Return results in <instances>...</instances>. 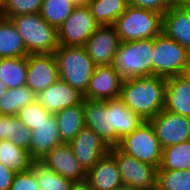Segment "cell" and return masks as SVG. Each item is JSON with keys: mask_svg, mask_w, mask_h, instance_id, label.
Masks as SVG:
<instances>
[{"mask_svg": "<svg viewBox=\"0 0 190 190\" xmlns=\"http://www.w3.org/2000/svg\"><path fill=\"white\" fill-rule=\"evenodd\" d=\"M166 81L160 76L126 79L119 98L129 110L148 121L164 109Z\"/></svg>", "mask_w": 190, "mask_h": 190, "instance_id": "6da1fadb", "label": "cell"}, {"mask_svg": "<svg viewBox=\"0 0 190 190\" xmlns=\"http://www.w3.org/2000/svg\"><path fill=\"white\" fill-rule=\"evenodd\" d=\"M57 62L59 79L83 95L96 65L84 46H58L53 53Z\"/></svg>", "mask_w": 190, "mask_h": 190, "instance_id": "7a4b0ae2", "label": "cell"}, {"mask_svg": "<svg viewBox=\"0 0 190 190\" xmlns=\"http://www.w3.org/2000/svg\"><path fill=\"white\" fill-rule=\"evenodd\" d=\"M22 36L28 54L54 53L58 48L57 30L40 13L9 18Z\"/></svg>", "mask_w": 190, "mask_h": 190, "instance_id": "3957f363", "label": "cell"}, {"mask_svg": "<svg viewBox=\"0 0 190 190\" xmlns=\"http://www.w3.org/2000/svg\"><path fill=\"white\" fill-rule=\"evenodd\" d=\"M153 38L121 42L113 61L114 69L126 80L152 76Z\"/></svg>", "mask_w": 190, "mask_h": 190, "instance_id": "277c9868", "label": "cell"}, {"mask_svg": "<svg viewBox=\"0 0 190 190\" xmlns=\"http://www.w3.org/2000/svg\"><path fill=\"white\" fill-rule=\"evenodd\" d=\"M162 14L128 6L113 25L121 42L152 39L162 33Z\"/></svg>", "mask_w": 190, "mask_h": 190, "instance_id": "5b68a950", "label": "cell"}, {"mask_svg": "<svg viewBox=\"0 0 190 190\" xmlns=\"http://www.w3.org/2000/svg\"><path fill=\"white\" fill-rule=\"evenodd\" d=\"M190 64V53L163 33L153 38L152 76L164 78L181 75Z\"/></svg>", "mask_w": 190, "mask_h": 190, "instance_id": "8992f818", "label": "cell"}, {"mask_svg": "<svg viewBox=\"0 0 190 190\" xmlns=\"http://www.w3.org/2000/svg\"><path fill=\"white\" fill-rule=\"evenodd\" d=\"M123 153L152 165L157 169L162 160L163 148L149 121L125 136L117 146Z\"/></svg>", "mask_w": 190, "mask_h": 190, "instance_id": "52a82bcc", "label": "cell"}, {"mask_svg": "<svg viewBox=\"0 0 190 190\" xmlns=\"http://www.w3.org/2000/svg\"><path fill=\"white\" fill-rule=\"evenodd\" d=\"M115 158L121 181L126 190H156L157 168L123 153L118 147H110Z\"/></svg>", "mask_w": 190, "mask_h": 190, "instance_id": "ba28073f", "label": "cell"}, {"mask_svg": "<svg viewBox=\"0 0 190 190\" xmlns=\"http://www.w3.org/2000/svg\"><path fill=\"white\" fill-rule=\"evenodd\" d=\"M99 26L88 6L75 7L57 30L58 45L85 46L87 40Z\"/></svg>", "mask_w": 190, "mask_h": 190, "instance_id": "9c48e42d", "label": "cell"}, {"mask_svg": "<svg viewBox=\"0 0 190 190\" xmlns=\"http://www.w3.org/2000/svg\"><path fill=\"white\" fill-rule=\"evenodd\" d=\"M148 121L163 149L190 140V117L163 109Z\"/></svg>", "mask_w": 190, "mask_h": 190, "instance_id": "30bf717a", "label": "cell"}, {"mask_svg": "<svg viewBox=\"0 0 190 190\" xmlns=\"http://www.w3.org/2000/svg\"><path fill=\"white\" fill-rule=\"evenodd\" d=\"M58 79L57 62L53 53L27 55L26 86L36 95Z\"/></svg>", "mask_w": 190, "mask_h": 190, "instance_id": "8fae6325", "label": "cell"}, {"mask_svg": "<svg viewBox=\"0 0 190 190\" xmlns=\"http://www.w3.org/2000/svg\"><path fill=\"white\" fill-rule=\"evenodd\" d=\"M124 79L112 64L97 65L91 76L84 99L107 101L118 99Z\"/></svg>", "mask_w": 190, "mask_h": 190, "instance_id": "7c38bea8", "label": "cell"}, {"mask_svg": "<svg viewBox=\"0 0 190 190\" xmlns=\"http://www.w3.org/2000/svg\"><path fill=\"white\" fill-rule=\"evenodd\" d=\"M68 144L86 172L105 156L110 148L92 129L85 126Z\"/></svg>", "mask_w": 190, "mask_h": 190, "instance_id": "4fadbf2b", "label": "cell"}, {"mask_svg": "<svg viewBox=\"0 0 190 190\" xmlns=\"http://www.w3.org/2000/svg\"><path fill=\"white\" fill-rule=\"evenodd\" d=\"M120 43L114 26H99L84 47L96 66L107 65L113 64Z\"/></svg>", "mask_w": 190, "mask_h": 190, "instance_id": "5bb4252c", "label": "cell"}, {"mask_svg": "<svg viewBox=\"0 0 190 190\" xmlns=\"http://www.w3.org/2000/svg\"><path fill=\"white\" fill-rule=\"evenodd\" d=\"M40 162L65 179L73 182L86 180V171L74 156L68 143L54 147Z\"/></svg>", "mask_w": 190, "mask_h": 190, "instance_id": "9a60e30c", "label": "cell"}, {"mask_svg": "<svg viewBox=\"0 0 190 190\" xmlns=\"http://www.w3.org/2000/svg\"><path fill=\"white\" fill-rule=\"evenodd\" d=\"M84 126L92 129L108 147H115V131L111 128V112L106 101L84 99Z\"/></svg>", "mask_w": 190, "mask_h": 190, "instance_id": "2e32d148", "label": "cell"}, {"mask_svg": "<svg viewBox=\"0 0 190 190\" xmlns=\"http://www.w3.org/2000/svg\"><path fill=\"white\" fill-rule=\"evenodd\" d=\"M162 33L190 53V6L172 5L162 16Z\"/></svg>", "mask_w": 190, "mask_h": 190, "instance_id": "e0dca14e", "label": "cell"}, {"mask_svg": "<svg viewBox=\"0 0 190 190\" xmlns=\"http://www.w3.org/2000/svg\"><path fill=\"white\" fill-rule=\"evenodd\" d=\"M36 100L50 113L55 114L64 108L80 105L84 97L77 89L58 79L41 91Z\"/></svg>", "mask_w": 190, "mask_h": 190, "instance_id": "ac0fdd59", "label": "cell"}, {"mask_svg": "<svg viewBox=\"0 0 190 190\" xmlns=\"http://www.w3.org/2000/svg\"><path fill=\"white\" fill-rule=\"evenodd\" d=\"M86 181L92 190H123L115 158L108 152L86 172Z\"/></svg>", "mask_w": 190, "mask_h": 190, "instance_id": "d6986e66", "label": "cell"}, {"mask_svg": "<svg viewBox=\"0 0 190 190\" xmlns=\"http://www.w3.org/2000/svg\"><path fill=\"white\" fill-rule=\"evenodd\" d=\"M63 144L60 137L56 116L50 113L37 129L32 131L29 154L35 161H40L54 147Z\"/></svg>", "mask_w": 190, "mask_h": 190, "instance_id": "ffe728a7", "label": "cell"}, {"mask_svg": "<svg viewBox=\"0 0 190 190\" xmlns=\"http://www.w3.org/2000/svg\"><path fill=\"white\" fill-rule=\"evenodd\" d=\"M106 107L111 112V128L115 131V147L125 136L146 122L141 115L129 110L120 98L107 100Z\"/></svg>", "mask_w": 190, "mask_h": 190, "instance_id": "44dd1931", "label": "cell"}, {"mask_svg": "<svg viewBox=\"0 0 190 190\" xmlns=\"http://www.w3.org/2000/svg\"><path fill=\"white\" fill-rule=\"evenodd\" d=\"M164 110L190 117V84L182 75L167 78Z\"/></svg>", "mask_w": 190, "mask_h": 190, "instance_id": "7402d4cb", "label": "cell"}, {"mask_svg": "<svg viewBox=\"0 0 190 190\" xmlns=\"http://www.w3.org/2000/svg\"><path fill=\"white\" fill-rule=\"evenodd\" d=\"M22 36L17 32L12 21L0 16V58L27 56Z\"/></svg>", "mask_w": 190, "mask_h": 190, "instance_id": "603a6c76", "label": "cell"}, {"mask_svg": "<svg viewBox=\"0 0 190 190\" xmlns=\"http://www.w3.org/2000/svg\"><path fill=\"white\" fill-rule=\"evenodd\" d=\"M60 137L63 143H69L84 127V106L74 105L55 113Z\"/></svg>", "mask_w": 190, "mask_h": 190, "instance_id": "cb8c5ba5", "label": "cell"}, {"mask_svg": "<svg viewBox=\"0 0 190 190\" xmlns=\"http://www.w3.org/2000/svg\"><path fill=\"white\" fill-rule=\"evenodd\" d=\"M34 161L28 150L16 146L13 141L0 140V163L15 173L30 170Z\"/></svg>", "mask_w": 190, "mask_h": 190, "instance_id": "d4e9b609", "label": "cell"}, {"mask_svg": "<svg viewBox=\"0 0 190 190\" xmlns=\"http://www.w3.org/2000/svg\"><path fill=\"white\" fill-rule=\"evenodd\" d=\"M32 131L17 116L0 114V140H10L29 151Z\"/></svg>", "mask_w": 190, "mask_h": 190, "instance_id": "484cf974", "label": "cell"}, {"mask_svg": "<svg viewBox=\"0 0 190 190\" xmlns=\"http://www.w3.org/2000/svg\"><path fill=\"white\" fill-rule=\"evenodd\" d=\"M27 56L0 58V81L8 89L26 85Z\"/></svg>", "mask_w": 190, "mask_h": 190, "instance_id": "4316f807", "label": "cell"}, {"mask_svg": "<svg viewBox=\"0 0 190 190\" xmlns=\"http://www.w3.org/2000/svg\"><path fill=\"white\" fill-rule=\"evenodd\" d=\"M128 6L129 0H91L88 5L100 26H113Z\"/></svg>", "mask_w": 190, "mask_h": 190, "instance_id": "83f0119b", "label": "cell"}, {"mask_svg": "<svg viewBox=\"0 0 190 190\" xmlns=\"http://www.w3.org/2000/svg\"><path fill=\"white\" fill-rule=\"evenodd\" d=\"M37 95L26 85L18 88H11L0 96V114L16 116L26 105L33 103Z\"/></svg>", "mask_w": 190, "mask_h": 190, "instance_id": "f1b7e54d", "label": "cell"}, {"mask_svg": "<svg viewBox=\"0 0 190 190\" xmlns=\"http://www.w3.org/2000/svg\"><path fill=\"white\" fill-rule=\"evenodd\" d=\"M190 169V140L163 149L162 160L157 170Z\"/></svg>", "mask_w": 190, "mask_h": 190, "instance_id": "f546056e", "label": "cell"}, {"mask_svg": "<svg viewBox=\"0 0 190 190\" xmlns=\"http://www.w3.org/2000/svg\"><path fill=\"white\" fill-rule=\"evenodd\" d=\"M74 8L70 0H43L40 15L58 30Z\"/></svg>", "mask_w": 190, "mask_h": 190, "instance_id": "4dcf8cb0", "label": "cell"}, {"mask_svg": "<svg viewBox=\"0 0 190 190\" xmlns=\"http://www.w3.org/2000/svg\"><path fill=\"white\" fill-rule=\"evenodd\" d=\"M35 175L40 190H70L73 183L47 168L40 161H35Z\"/></svg>", "mask_w": 190, "mask_h": 190, "instance_id": "1f68e13d", "label": "cell"}, {"mask_svg": "<svg viewBox=\"0 0 190 190\" xmlns=\"http://www.w3.org/2000/svg\"><path fill=\"white\" fill-rule=\"evenodd\" d=\"M156 190H190V169L157 170Z\"/></svg>", "mask_w": 190, "mask_h": 190, "instance_id": "d6a6232c", "label": "cell"}, {"mask_svg": "<svg viewBox=\"0 0 190 190\" xmlns=\"http://www.w3.org/2000/svg\"><path fill=\"white\" fill-rule=\"evenodd\" d=\"M43 0H7L0 10L3 18H12L18 15L40 13Z\"/></svg>", "mask_w": 190, "mask_h": 190, "instance_id": "836d02e7", "label": "cell"}, {"mask_svg": "<svg viewBox=\"0 0 190 190\" xmlns=\"http://www.w3.org/2000/svg\"><path fill=\"white\" fill-rule=\"evenodd\" d=\"M50 114L37 100L23 107L16 115L21 122L31 131L37 129Z\"/></svg>", "mask_w": 190, "mask_h": 190, "instance_id": "e575fe53", "label": "cell"}, {"mask_svg": "<svg viewBox=\"0 0 190 190\" xmlns=\"http://www.w3.org/2000/svg\"><path fill=\"white\" fill-rule=\"evenodd\" d=\"M10 190H40L35 175V161L30 170L15 173Z\"/></svg>", "mask_w": 190, "mask_h": 190, "instance_id": "d590c367", "label": "cell"}, {"mask_svg": "<svg viewBox=\"0 0 190 190\" xmlns=\"http://www.w3.org/2000/svg\"><path fill=\"white\" fill-rule=\"evenodd\" d=\"M129 5L163 15L173 4L171 0H129Z\"/></svg>", "mask_w": 190, "mask_h": 190, "instance_id": "8d00e7d4", "label": "cell"}, {"mask_svg": "<svg viewBox=\"0 0 190 190\" xmlns=\"http://www.w3.org/2000/svg\"><path fill=\"white\" fill-rule=\"evenodd\" d=\"M15 172L0 163V190H10Z\"/></svg>", "mask_w": 190, "mask_h": 190, "instance_id": "74e56055", "label": "cell"}, {"mask_svg": "<svg viewBox=\"0 0 190 190\" xmlns=\"http://www.w3.org/2000/svg\"><path fill=\"white\" fill-rule=\"evenodd\" d=\"M70 190H92L89 183L85 180L82 182H73Z\"/></svg>", "mask_w": 190, "mask_h": 190, "instance_id": "f35d334b", "label": "cell"}, {"mask_svg": "<svg viewBox=\"0 0 190 190\" xmlns=\"http://www.w3.org/2000/svg\"><path fill=\"white\" fill-rule=\"evenodd\" d=\"M75 7H85L88 6L91 0H70Z\"/></svg>", "mask_w": 190, "mask_h": 190, "instance_id": "ab89813d", "label": "cell"}, {"mask_svg": "<svg viewBox=\"0 0 190 190\" xmlns=\"http://www.w3.org/2000/svg\"><path fill=\"white\" fill-rule=\"evenodd\" d=\"M182 77L185 78L190 84V64L183 70Z\"/></svg>", "mask_w": 190, "mask_h": 190, "instance_id": "60d3db41", "label": "cell"}, {"mask_svg": "<svg viewBox=\"0 0 190 190\" xmlns=\"http://www.w3.org/2000/svg\"><path fill=\"white\" fill-rule=\"evenodd\" d=\"M173 5H187L190 6V0H171Z\"/></svg>", "mask_w": 190, "mask_h": 190, "instance_id": "b9f144b4", "label": "cell"}, {"mask_svg": "<svg viewBox=\"0 0 190 190\" xmlns=\"http://www.w3.org/2000/svg\"><path fill=\"white\" fill-rule=\"evenodd\" d=\"M7 91V86L2 81H0V96L4 95Z\"/></svg>", "mask_w": 190, "mask_h": 190, "instance_id": "7bdbcfd3", "label": "cell"}, {"mask_svg": "<svg viewBox=\"0 0 190 190\" xmlns=\"http://www.w3.org/2000/svg\"><path fill=\"white\" fill-rule=\"evenodd\" d=\"M7 0H0V10L5 5Z\"/></svg>", "mask_w": 190, "mask_h": 190, "instance_id": "ee69618b", "label": "cell"}]
</instances>
